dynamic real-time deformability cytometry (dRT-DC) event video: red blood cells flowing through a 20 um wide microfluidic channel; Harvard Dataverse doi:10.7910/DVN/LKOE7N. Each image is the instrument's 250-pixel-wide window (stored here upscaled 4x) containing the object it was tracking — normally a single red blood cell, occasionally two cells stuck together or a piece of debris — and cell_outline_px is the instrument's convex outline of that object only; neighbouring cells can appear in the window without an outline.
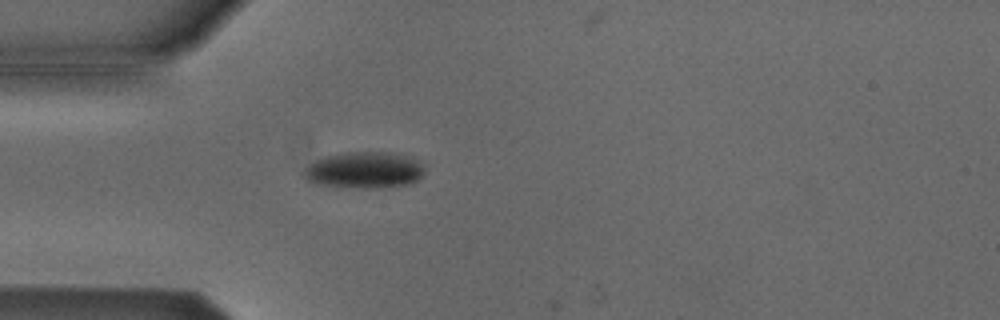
{"species": "Egyptian fruit bat (a non-hibernating species)", "species_latin": "Rousettus aegyptiacus", "temperature_condition": "cold", "stored_images_in_passage": 6, "camera_frame_rate_fps": 3000, "um_per_image_px": 0.085, "animal": {"sex": "male"}, "frame": {"image": 1, "passage_image": 3, "time_ms": 0.667, "image_size_px": [1000, 320], "cell_outline_px": [[424, 172], [412, 184], [380, 188], [336, 188], [316, 184], [308, 180], [304, 176], [304, 168], [316, 160], [324, 156], [344, 152], [388, 152], [412, 156], [424, 164]], "centroid_in_image_um": [30.98, 14.47], "position_along_channel_um": 54.0, "area_um2": 26.24}}